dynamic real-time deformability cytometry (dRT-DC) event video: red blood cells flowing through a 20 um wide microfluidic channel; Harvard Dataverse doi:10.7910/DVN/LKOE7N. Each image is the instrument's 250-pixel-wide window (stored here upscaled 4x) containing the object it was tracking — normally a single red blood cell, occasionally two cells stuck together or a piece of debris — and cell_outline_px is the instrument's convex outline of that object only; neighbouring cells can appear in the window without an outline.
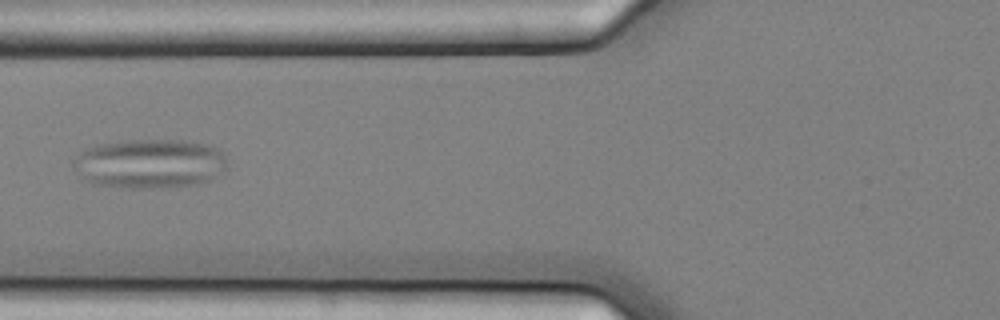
{"species": "common noctule bat (a hibernating species)", "species_latin": "Nyctalus noctula", "temperature_condition": "cold", "stored_images_in_passage": 9, "camera_frame_rate_fps": 3000, "um_per_image_px": 0.085, "animal": {"sex": "female", "body_mass_g": 25.1}, "frame": {"image": 1, "passage_image": 6, "time_ms": 1.667, "image_size_px": [1000, 320], "cell_outline_px": [[228, 168], [224, 172], [200, 184], [164, 188], [120, 188], [92, 184], [72, 164], [88, 148], [100, 144], [124, 140], [184, 140], [204, 144], [216, 148], [224, 152], [228, 160]], "centroid_in_image_um": [12.84, 13.92], "position_along_channel_um": 113.0, "area_um2": 44.33}}